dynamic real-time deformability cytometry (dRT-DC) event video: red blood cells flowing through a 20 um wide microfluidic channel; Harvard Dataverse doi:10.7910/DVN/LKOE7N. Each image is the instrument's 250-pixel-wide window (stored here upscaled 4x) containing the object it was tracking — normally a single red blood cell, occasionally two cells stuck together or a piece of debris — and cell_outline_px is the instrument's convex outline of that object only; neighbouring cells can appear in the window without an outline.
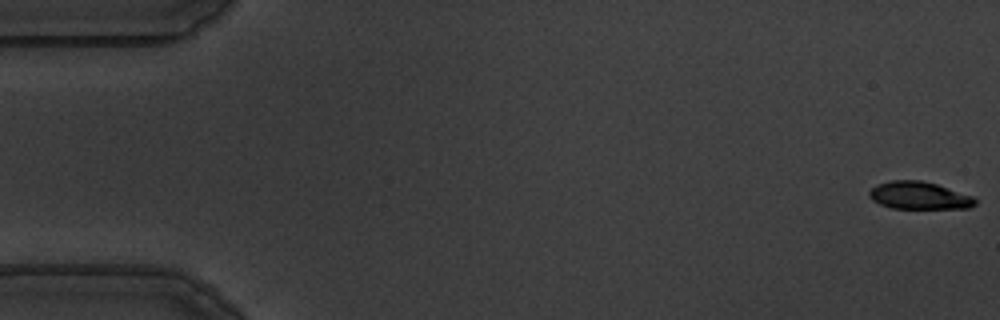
{"species": "common noctule bat (a hibernating species)", "species_latin": "Nyctalus noctula", "temperature_condition": "warm", "stored_images_in_passage": 56, "camera_frame_rate_fps": 3000, "um_per_image_px": 0.085, "animal": {"sex": "male", "body_mass_g": 19.5, "forearm_length_mm": 54.6}, "frame": {"image": 1, "passage_image": 1, "time_ms": 0.0, "image_size_px": [1000, 320], "cell_outline_px": [[976, 204], [968, 208], [892, 208], [880, 204], [872, 200], [868, 196], [868, 192], [876, 184], [892, 180], [920, 180], [936, 184], [972, 196], [976, 200]], "centroid_in_image_um": [78.08, 16.61], "position_along_channel_um": 6.9, "area_um2": 16.88}}
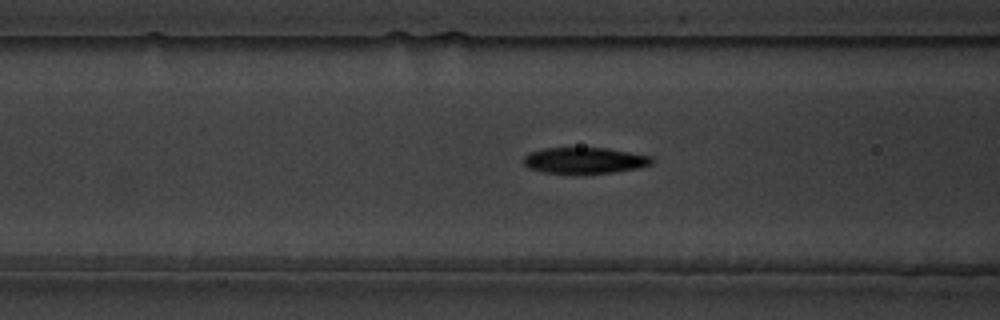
{"frame": {"image": 2, "passage_image": 22, "time_ms": 7.0, "image_size_px": [1000, 320], "cell_outline_px": [[652, 164], [636, 168], [612, 172], [544, 172], [528, 168], [524, 164], [524, 156], [528, 152], [544, 148], [608, 148], [652, 156]], "centroid_in_image_um": [49.67, 13.61], "position_along_channel_um": 116.9, "area_um2": 19.07}}
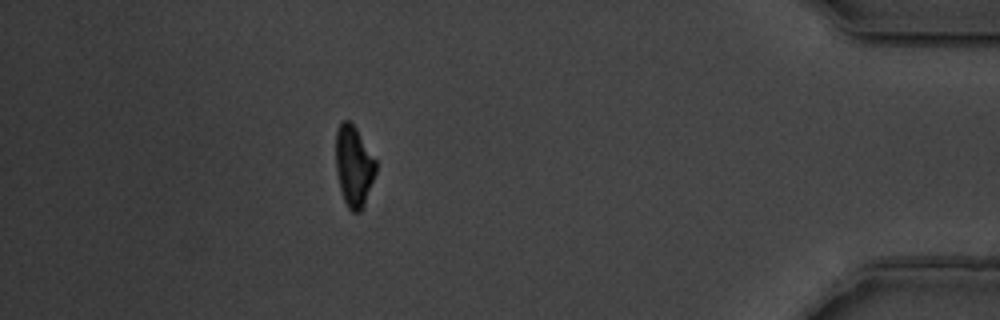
{"frame": {"image": 3, "passage_image": 50, "time_ms": 16.333, "image_size_px": [1000, 320], "cell_outline_px": [[376, 172], [364, 204], [360, 212], [352, 212], [348, 208], [344, 200], [340, 188], [336, 172], [336, 132], [340, 124], [344, 120], [348, 120], [356, 128], [376, 160]], "centroid_in_image_um": [30.07, 14.12], "position_along_channel_um": 405.1, "area_um2": 18.67}, "authors_computed_cell_mechanics": {"area_um2": 19.4786, "velocity_mm_per_s": 3.6132, "shape_relaxation_time_tau1_ms": 2.7674, "shape_relaxation_time_tau2_ms": 2.7605, "deformation_change_tau1": 0.1496, "deformation_change_tau2": 0.0914}}